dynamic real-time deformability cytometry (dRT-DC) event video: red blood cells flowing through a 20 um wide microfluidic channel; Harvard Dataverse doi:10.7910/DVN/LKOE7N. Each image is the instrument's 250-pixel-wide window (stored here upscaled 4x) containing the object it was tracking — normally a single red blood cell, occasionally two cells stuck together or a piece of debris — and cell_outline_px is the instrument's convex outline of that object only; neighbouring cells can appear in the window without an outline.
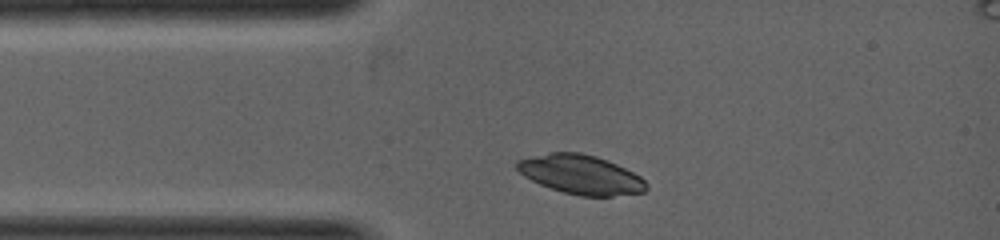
{"species": "common noctule bat (a hibernating species)", "species_latin": "Nyctalus noctula", "temperature_condition": "warm", "stored_images_in_passage": 2, "segment_of_instrument_passage": [1, 2], "camera_frame_rate_fps": 5000, "um_per_image_px": 0.085, "animal": {"sex": "female", "body_mass_g": 19.0, "forearm_length_mm": 53.3}, "frame": {"image": 1, "passage_image": 1, "time_ms": 0.0, "image_size_px": [1000, 240], "cell_outline_px": [[648, 188], [644, 192], [612, 196], [580, 196], [564, 192], [540, 184], [524, 176], [516, 168], [516, 160], [552, 152], [580, 152], [596, 156], [608, 160], [640, 176], [648, 184]], "centroid_in_image_um": [49.38, 14.83], "position_along_channel_um": 35.6, "area_um2": 29.36}}